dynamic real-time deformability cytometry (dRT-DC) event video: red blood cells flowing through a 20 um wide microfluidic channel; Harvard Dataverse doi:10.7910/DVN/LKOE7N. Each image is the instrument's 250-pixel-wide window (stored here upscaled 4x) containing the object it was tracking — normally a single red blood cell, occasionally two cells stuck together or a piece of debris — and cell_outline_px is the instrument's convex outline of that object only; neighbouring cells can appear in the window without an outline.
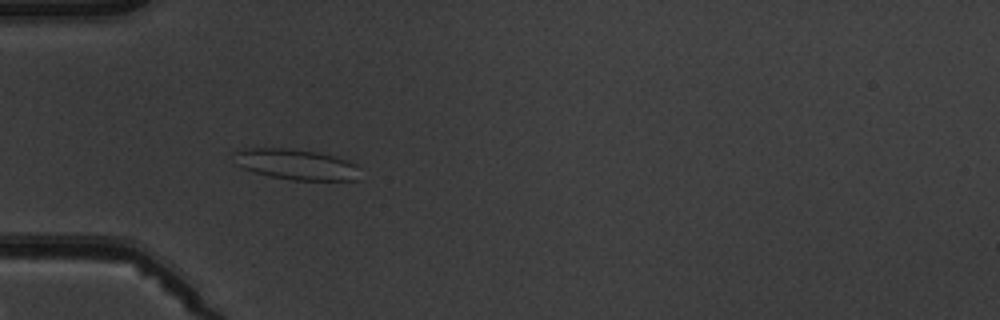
{"species": "common noctule bat (a hibernating species)", "species_latin": "Nyctalus noctula", "temperature_condition": "warm", "stored_images_in_passage": 6, "camera_frame_rate_fps": 3000, "um_per_image_px": 0.085, "animal": {"sex": "male", "body_mass_g": 19.5, "forearm_length_mm": 54.6}, "frame": {"image": 1, "passage_image": 5, "time_ms": 5.667, "image_size_px": [1000, 320], "cell_outline_px": [[360, 180], [292, 180], [272, 176], [256, 172], [244, 168], [236, 164], [232, 152], [244, 148], [284, 148], [316, 152], [336, 156], [348, 160], [356, 164], [360, 168]], "centroid_in_image_um": [25.21, 13.97], "position_along_channel_um": 59.8, "area_um2": 22.6}}
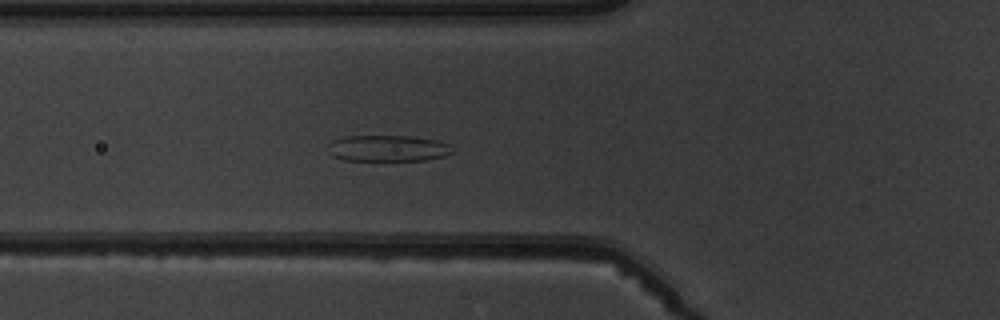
{"frame": {"image": 2, "passage_image": 6, "time_ms": 6.667, "image_size_px": [1000, 320], "cell_outline_px": [[456, 148], [452, 152], [444, 156], [424, 160], [344, 160], [332, 156], [328, 144], [332, 140], [344, 136], [408, 136], [436, 140], [448, 144]], "centroid_in_image_um": [32.97, 12.6], "position_along_channel_um": 92.8, "area_um2": 18.96}}